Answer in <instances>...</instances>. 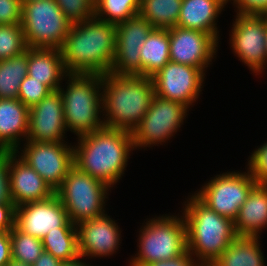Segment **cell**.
Masks as SVG:
<instances>
[{"label": "cell", "instance_id": "6da1fadb", "mask_svg": "<svg viewBox=\"0 0 267 266\" xmlns=\"http://www.w3.org/2000/svg\"><path fill=\"white\" fill-rule=\"evenodd\" d=\"M116 47V24L93 16L72 24L60 47L68 73L106 74L110 72Z\"/></svg>", "mask_w": 267, "mask_h": 266}, {"label": "cell", "instance_id": "7a4b0ae2", "mask_svg": "<svg viewBox=\"0 0 267 266\" xmlns=\"http://www.w3.org/2000/svg\"><path fill=\"white\" fill-rule=\"evenodd\" d=\"M74 145V166L112 188L126 170L133 151L132 133L103 127L78 136Z\"/></svg>", "mask_w": 267, "mask_h": 266}, {"label": "cell", "instance_id": "3957f363", "mask_svg": "<svg viewBox=\"0 0 267 266\" xmlns=\"http://www.w3.org/2000/svg\"><path fill=\"white\" fill-rule=\"evenodd\" d=\"M151 77L102 75V117L104 127L132 132L145 116L154 97Z\"/></svg>", "mask_w": 267, "mask_h": 266}, {"label": "cell", "instance_id": "277c9868", "mask_svg": "<svg viewBox=\"0 0 267 266\" xmlns=\"http://www.w3.org/2000/svg\"><path fill=\"white\" fill-rule=\"evenodd\" d=\"M190 197L182 209L186 222L187 249L199 263H213L238 236L234 221L218 215L195 194Z\"/></svg>", "mask_w": 267, "mask_h": 266}, {"label": "cell", "instance_id": "5b68a950", "mask_svg": "<svg viewBox=\"0 0 267 266\" xmlns=\"http://www.w3.org/2000/svg\"><path fill=\"white\" fill-rule=\"evenodd\" d=\"M67 89L59 88L67 130L78 136L104 127L102 113V75L69 73Z\"/></svg>", "mask_w": 267, "mask_h": 266}, {"label": "cell", "instance_id": "8992f818", "mask_svg": "<svg viewBox=\"0 0 267 266\" xmlns=\"http://www.w3.org/2000/svg\"><path fill=\"white\" fill-rule=\"evenodd\" d=\"M177 216L162 215L145 222L139 231V250L128 266L168 260L188 250L186 222L183 216Z\"/></svg>", "mask_w": 267, "mask_h": 266}, {"label": "cell", "instance_id": "52a82bcc", "mask_svg": "<svg viewBox=\"0 0 267 266\" xmlns=\"http://www.w3.org/2000/svg\"><path fill=\"white\" fill-rule=\"evenodd\" d=\"M109 189L102 181L73 166L55 194L66 209L69 220L78 225L105 214Z\"/></svg>", "mask_w": 267, "mask_h": 266}, {"label": "cell", "instance_id": "ba28073f", "mask_svg": "<svg viewBox=\"0 0 267 266\" xmlns=\"http://www.w3.org/2000/svg\"><path fill=\"white\" fill-rule=\"evenodd\" d=\"M21 25L28 47L60 49L71 23L55 0L22 2Z\"/></svg>", "mask_w": 267, "mask_h": 266}, {"label": "cell", "instance_id": "9c48e42d", "mask_svg": "<svg viewBox=\"0 0 267 266\" xmlns=\"http://www.w3.org/2000/svg\"><path fill=\"white\" fill-rule=\"evenodd\" d=\"M187 111V106L154 94L145 116L131 132L134 148L165 143L181 128Z\"/></svg>", "mask_w": 267, "mask_h": 266}, {"label": "cell", "instance_id": "30bf717a", "mask_svg": "<svg viewBox=\"0 0 267 266\" xmlns=\"http://www.w3.org/2000/svg\"><path fill=\"white\" fill-rule=\"evenodd\" d=\"M257 185L250 172H225L208 181L194 194L218 215L235 220L240 207Z\"/></svg>", "mask_w": 267, "mask_h": 266}, {"label": "cell", "instance_id": "8fae6325", "mask_svg": "<svg viewBox=\"0 0 267 266\" xmlns=\"http://www.w3.org/2000/svg\"><path fill=\"white\" fill-rule=\"evenodd\" d=\"M65 142L26 141L22 152H15L56 191L74 166V148Z\"/></svg>", "mask_w": 267, "mask_h": 266}, {"label": "cell", "instance_id": "7c38bea8", "mask_svg": "<svg viewBox=\"0 0 267 266\" xmlns=\"http://www.w3.org/2000/svg\"><path fill=\"white\" fill-rule=\"evenodd\" d=\"M230 36L233 52L253 73L266 69L267 15L236 14Z\"/></svg>", "mask_w": 267, "mask_h": 266}, {"label": "cell", "instance_id": "4fadbf2b", "mask_svg": "<svg viewBox=\"0 0 267 266\" xmlns=\"http://www.w3.org/2000/svg\"><path fill=\"white\" fill-rule=\"evenodd\" d=\"M154 27L141 15L116 25V47L110 70L116 75H140V50Z\"/></svg>", "mask_w": 267, "mask_h": 266}, {"label": "cell", "instance_id": "5bb4252c", "mask_svg": "<svg viewBox=\"0 0 267 266\" xmlns=\"http://www.w3.org/2000/svg\"><path fill=\"white\" fill-rule=\"evenodd\" d=\"M205 75L194 66L169 61L151 78L156 95L189 108L202 91Z\"/></svg>", "mask_w": 267, "mask_h": 266}, {"label": "cell", "instance_id": "9a60e30c", "mask_svg": "<svg viewBox=\"0 0 267 266\" xmlns=\"http://www.w3.org/2000/svg\"><path fill=\"white\" fill-rule=\"evenodd\" d=\"M14 226L38 239L58 228H77L56 194L44 201H36L15 208Z\"/></svg>", "mask_w": 267, "mask_h": 266}, {"label": "cell", "instance_id": "2e32d148", "mask_svg": "<svg viewBox=\"0 0 267 266\" xmlns=\"http://www.w3.org/2000/svg\"><path fill=\"white\" fill-rule=\"evenodd\" d=\"M170 61L199 68L204 74L218 50L211 34L179 26L168 28Z\"/></svg>", "mask_w": 267, "mask_h": 266}, {"label": "cell", "instance_id": "e0dca14e", "mask_svg": "<svg viewBox=\"0 0 267 266\" xmlns=\"http://www.w3.org/2000/svg\"><path fill=\"white\" fill-rule=\"evenodd\" d=\"M67 131L63 100L59 90L50 92L29 109V130L26 141L63 142Z\"/></svg>", "mask_w": 267, "mask_h": 266}, {"label": "cell", "instance_id": "ac0fdd59", "mask_svg": "<svg viewBox=\"0 0 267 266\" xmlns=\"http://www.w3.org/2000/svg\"><path fill=\"white\" fill-rule=\"evenodd\" d=\"M80 257L94 258L113 255L119 247L121 231L115 220L106 213L101 217L76 225Z\"/></svg>", "mask_w": 267, "mask_h": 266}, {"label": "cell", "instance_id": "d6986e66", "mask_svg": "<svg viewBox=\"0 0 267 266\" xmlns=\"http://www.w3.org/2000/svg\"><path fill=\"white\" fill-rule=\"evenodd\" d=\"M8 175L10 198L15 208L31 202L44 201L55 194L50 185L16 152L9 151Z\"/></svg>", "mask_w": 267, "mask_h": 266}, {"label": "cell", "instance_id": "ffe728a7", "mask_svg": "<svg viewBox=\"0 0 267 266\" xmlns=\"http://www.w3.org/2000/svg\"><path fill=\"white\" fill-rule=\"evenodd\" d=\"M28 130L29 108L19 99H0V151L19 150Z\"/></svg>", "mask_w": 267, "mask_h": 266}, {"label": "cell", "instance_id": "44dd1931", "mask_svg": "<svg viewBox=\"0 0 267 266\" xmlns=\"http://www.w3.org/2000/svg\"><path fill=\"white\" fill-rule=\"evenodd\" d=\"M227 3V0H182L176 26L211 34L218 41L215 22Z\"/></svg>", "mask_w": 267, "mask_h": 266}, {"label": "cell", "instance_id": "7402d4cb", "mask_svg": "<svg viewBox=\"0 0 267 266\" xmlns=\"http://www.w3.org/2000/svg\"><path fill=\"white\" fill-rule=\"evenodd\" d=\"M28 76L42 81L51 91L59 90L67 72L60 49L28 47Z\"/></svg>", "mask_w": 267, "mask_h": 266}, {"label": "cell", "instance_id": "603a6c76", "mask_svg": "<svg viewBox=\"0 0 267 266\" xmlns=\"http://www.w3.org/2000/svg\"><path fill=\"white\" fill-rule=\"evenodd\" d=\"M238 236L260 237L267 227V185H256L240 207L234 220Z\"/></svg>", "mask_w": 267, "mask_h": 266}, {"label": "cell", "instance_id": "cb8c5ba5", "mask_svg": "<svg viewBox=\"0 0 267 266\" xmlns=\"http://www.w3.org/2000/svg\"><path fill=\"white\" fill-rule=\"evenodd\" d=\"M167 28H153L141 47V76L152 77L170 61Z\"/></svg>", "mask_w": 267, "mask_h": 266}, {"label": "cell", "instance_id": "d4e9b609", "mask_svg": "<svg viewBox=\"0 0 267 266\" xmlns=\"http://www.w3.org/2000/svg\"><path fill=\"white\" fill-rule=\"evenodd\" d=\"M259 239L237 236L213 263L215 266H265Z\"/></svg>", "mask_w": 267, "mask_h": 266}, {"label": "cell", "instance_id": "484cf974", "mask_svg": "<svg viewBox=\"0 0 267 266\" xmlns=\"http://www.w3.org/2000/svg\"><path fill=\"white\" fill-rule=\"evenodd\" d=\"M28 75V52L0 60V99H17L20 84Z\"/></svg>", "mask_w": 267, "mask_h": 266}, {"label": "cell", "instance_id": "4316f807", "mask_svg": "<svg viewBox=\"0 0 267 266\" xmlns=\"http://www.w3.org/2000/svg\"><path fill=\"white\" fill-rule=\"evenodd\" d=\"M182 0H141L139 15L154 28H172L177 25Z\"/></svg>", "mask_w": 267, "mask_h": 266}, {"label": "cell", "instance_id": "83f0119b", "mask_svg": "<svg viewBox=\"0 0 267 266\" xmlns=\"http://www.w3.org/2000/svg\"><path fill=\"white\" fill-rule=\"evenodd\" d=\"M44 251L52 254L62 262L78 258L77 228H58V231H49L42 239Z\"/></svg>", "mask_w": 267, "mask_h": 266}, {"label": "cell", "instance_id": "f1b7e54d", "mask_svg": "<svg viewBox=\"0 0 267 266\" xmlns=\"http://www.w3.org/2000/svg\"><path fill=\"white\" fill-rule=\"evenodd\" d=\"M141 0H95L94 16L119 24L139 14Z\"/></svg>", "mask_w": 267, "mask_h": 266}, {"label": "cell", "instance_id": "f546056e", "mask_svg": "<svg viewBox=\"0 0 267 266\" xmlns=\"http://www.w3.org/2000/svg\"><path fill=\"white\" fill-rule=\"evenodd\" d=\"M12 259L33 265L44 251L41 239L28 235L15 226L10 230Z\"/></svg>", "mask_w": 267, "mask_h": 266}, {"label": "cell", "instance_id": "4dcf8cb0", "mask_svg": "<svg viewBox=\"0 0 267 266\" xmlns=\"http://www.w3.org/2000/svg\"><path fill=\"white\" fill-rule=\"evenodd\" d=\"M27 48L21 24H0V60L21 55Z\"/></svg>", "mask_w": 267, "mask_h": 266}, {"label": "cell", "instance_id": "1f68e13d", "mask_svg": "<svg viewBox=\"0 0 267 266\" xmlns=\"http://www.w3.org/2000/svg\"><path fill=\"white\" fill-rule=\"evenodd\" d=\"M71 24L83 22L94 16L95 0H55Z\"/></svg>", "mask_w": 267, "mask_h": 266}, {"label": "cell", "instance_id": "d6a6232c", "mask_svg": "<svg viewBox=\"0 0 267 266\" xmlns=\"http://www.w3.org/2000/svg\"><path fill=\"white\" fill-rule=\"evenodd\" d=\"M52 92L42 81L26 76L20 84L18 98L29 109Z\"/></svg>", "mask_w": 267, "mask_h": 266}, {"label": "cell", "instance_id": "836d02e7", "mask_svg": "<svg viewBox=\"0 0 267 266\" xmlns=\"http://www.w3.org/2000/svg\"><path fill=\"white\" fill-rule=\"evenodd\" d=\"M247 170L258 185H267V142L249 156Z\"/></svg>", "mask_w": 267, "mask_h": 266}, {"label": "cell", "instance_id": "e575fe53", "mask_svg": "<svg viewBox=\"0 0 267 266\" xmlns=\"http://www.w3.org/2000/svg\"><path fill=\"white\" fill-rule=\"evenodd\" d=\"M21 0H0V24H21Z\"/></svg>", "mask_w": 267, "mask_h": 266}, {"label": "cell", "instance_id": "d590c367", "mask_svg": "<svg viewBox=\"0 0 267 266\" xmlns=\"http://www.w3.org/2000/svg\"><path fill=\"white\" fill-rule=\"evenodd\" d=\"M233 1L238 14L267 15V0H227Z\"/></svg>", "mask_w": 267, "mask_h": 266}, {"label": "cell", "instance_id": "8d00e7d4", "mask_svg": "<svg viewBox=\"0 0 267 266\" xmlns=\"http://www.w3.org/2000/svg\"><path fill=\"white\" fill-rule=\"evenodd\" d=\"M9 151H0V202L11 201L8 175Z\"/></svg>", "mask_w": 267, "mask_h": 266}, {"label": "cell", "instance_id": "74e56055", "mask_svg": "<svg viewBox=\"0 0 267 266\" xmlns=\"http://www.w3.org/2000/svg\"><path fill=\"white\" fill-rule=\"evenodd\" d=\"M15 206L12 201L0 202V232L10 231L14 227Z\"/></svg>", "mask_w": 267, "mask_h": 266}, {"label": "cell", "instance_id": "f35d334b", "mask_svg": "<svg viewBox=\"0 0 267 266\" xmlns=\"http://www.w3.org/2000/svg\"><path fill=\"white\" fill-rule=\"evenodd\" d=\"M193 255L187 250L181 255L168 260L156 261L145 266H199V262L194 259Z\"/></svg>", "mask_w": 267, "mask_h": 266}, {"label": "cell", "instance_id": "ab89813d", "mask_svg": "<svg viewBox=\"0 0 267 266\" xmlns=\"http://www.w3.org/2000/svg\"><path fill=\"white\" fill-rule=\"evenodd\" d=\"M12 260L10 231L0 232V266H8Z\"/></svg>", "mask_w": 267, "mask_h": 266}, {"label": "cell", "instance_id": "60d3db41", "mask_svg": "<svg viewBox=\"0 0 267 266\" xmlns=\"http://www.w3.org/2000/svg\"><path fill=\"white\" fill-rule=\"evenodd\" d=\"M62 261L55 258L52 254L43 251L40 257L35 261L32 266H61Z\"/></svg>", "mask_w": 267, "mask_h": 266}, {"label": "cell", "instance_id": "b9f144b4", "mask_svg": "<svg viewBox=\"0 0 267 266\" xmlns=\"http://www.w3.org/2000/svg\"><path fill=\"white\" fill-rule=\"evenodd\" d=\"M80 259H81V257L79 256L75 260L62 262L61 266H93V265H90V264H86V262H84V261H82Z\"/></svg>", "mask_w": 267, "mask_h": 266}, {"label": "cell", "instance_id": "7bdbcfd3", "mask_svg": "<svg viewBox=\"0 0 267 266\" xmlns=\"http://www.w3.org/2000/svg\"><path fill=\"white\" fill-rule=\"evenodd\" d=\"M8 266H32V265L26 264V263H23V262H19V261H16V260L12 259L10 261V263L8 264Z\"/></svg>", "mask_w": 267, "mask_h": 266}, {"label": "cell", "instance_id": "ee69618b", "mask_svg": "<svg viewBox=\"0 0 267 266\" xmlns=\"http://www.w3.org/2000/svg\"><path fill=\"white\" fill-rule=\"evenodd\" d=\"M199 266H215L214 263H200Z\"/></svg>", "mask_w": 267, "mask_h": 266}, {"label": "cell", "instance_id": "f6af8a7d", "mask_svg": "<svg viewBox=\"0 0 267 266\" xmlns=\"http://www.w3.org/2000/svg\"><path fill=\"white\" fill-rule=\"evenodd\" d=\"M265 47H266V53H267V35H266Z\"/></svg>", "mask_w": 267, "mask_h": 266}, {"label": "cell", "instance_id": "bcb514c9", "mask_svg": "<svg viewBox=\"0 0 267 266\" xmlns=\"http://www.w3.org/2000/svg\"><path fill=\"white\" fill-rule=\"evenodd\" d=\"M28 1H34V0H21V2H28Z\"/></svg>", "mask_w": 267, "mask_h": 266}]
</instances>
